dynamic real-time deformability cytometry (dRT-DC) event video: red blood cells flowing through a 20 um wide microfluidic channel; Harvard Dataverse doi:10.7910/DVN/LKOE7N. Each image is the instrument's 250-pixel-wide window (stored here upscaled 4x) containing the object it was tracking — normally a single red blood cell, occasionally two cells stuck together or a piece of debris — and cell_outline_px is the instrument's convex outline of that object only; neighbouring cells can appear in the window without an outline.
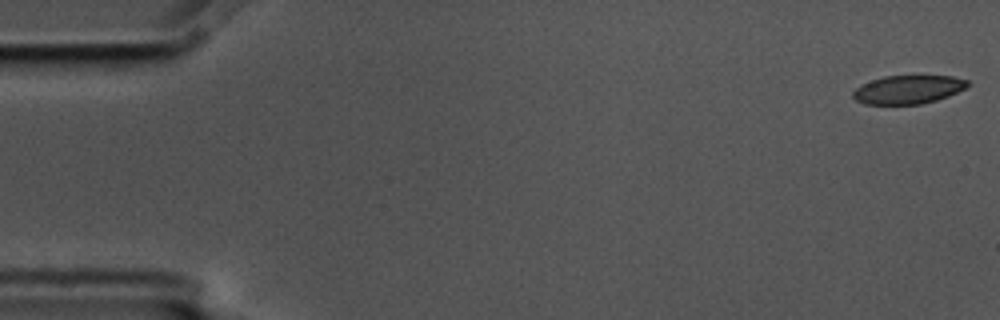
{"species": "common noctule bat (a hibernating species)", "species_latin": "Nyctalus noctula", "temperature_condition": "cold", "stored_images_in_passage": 5, "camera_frame_rate_fps": 3000, "um_per_image_px": 0.085, "animal": {"sex": "male", "body_mass_g": 17.5, "forearm_length_mm": 52.3}, "frame": {"image": 1, "passage_image": 1, "time_ms": 0.0, "image_size_px": [1000, 320], "cell_outline_px": [[972, 84], [948, 96], [936, 100], [920, 104], [864, 104], [856, 100], [852, 96], [852, 92], [860, 84], [884, 76], [952, 76], [968, 80]], "centroid_in_image_um": [77.18, 7.61], "position_along_channel_um": 7.8, "area_um2": 19.02}}
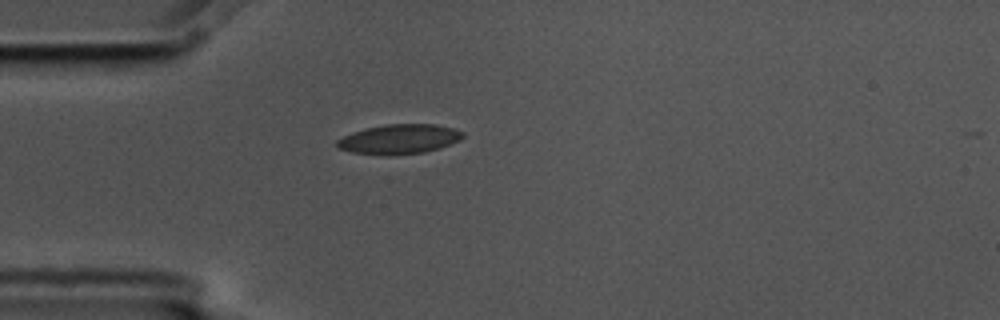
{"frame": {"image": 2, "passage_image": 4, "time_ms": 1.0, "image_size_px": [1000, 320], "cell_outline_px": [[464, 136], [460, 140], [440, 148], [424, 152], [388, 156], [352, 152], [336, 148], [336, 140], [352, 132], [364, 128], [388, 124], [432, 124], [456, 128], [464, 132]], "centroid_in_image_um": [33.93, 11.83], "position_along_channel_um": 51.1, "area_um2": 21.96}}